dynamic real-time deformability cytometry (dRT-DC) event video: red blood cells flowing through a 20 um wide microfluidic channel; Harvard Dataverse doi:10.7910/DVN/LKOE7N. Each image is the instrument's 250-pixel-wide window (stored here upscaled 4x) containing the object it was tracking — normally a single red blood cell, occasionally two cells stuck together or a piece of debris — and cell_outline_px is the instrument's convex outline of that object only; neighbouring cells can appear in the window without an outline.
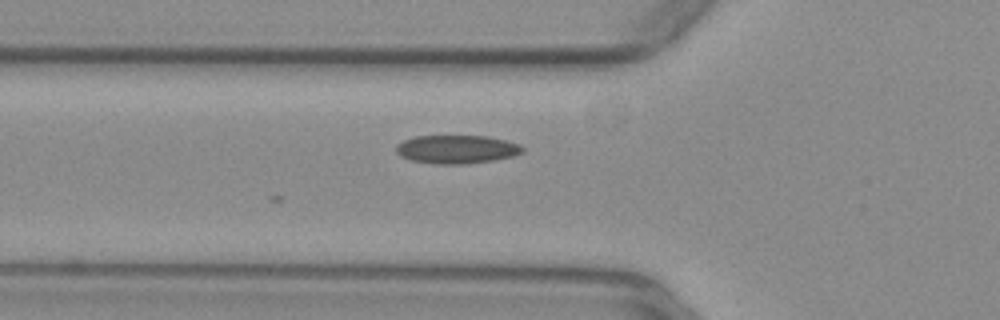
{"species": "common noctule bat (a hibernating species)", "species_latin": "Nyctalus noctula", "temperature_condition": "warm", "stored_images_in_passage": 6, "camera_frame_rate_fps": 3000, "um_per_image_px": 0.085, "animal": {"sex": "female", "body_mass_g": 29.2, "forearm_length_mm": 56.3}, "frame": {"image": 1, "passage_image": 6, "time_ms": 1.667, "image_size_px": [1000, 320], "cell_outline_px": [[524, 152], [512, 156], [492, 160], [468, 164], [436, 164], [412, 160], [400, 156], [396, 152], [396, 144], [404, 140], [416, 136], [488, 136], [520, 144], [524, 148]], "centroid_in_image_um": [38.82, 12.69], "position_along_channel_um": 87.0, "area_um2": 20.92}}